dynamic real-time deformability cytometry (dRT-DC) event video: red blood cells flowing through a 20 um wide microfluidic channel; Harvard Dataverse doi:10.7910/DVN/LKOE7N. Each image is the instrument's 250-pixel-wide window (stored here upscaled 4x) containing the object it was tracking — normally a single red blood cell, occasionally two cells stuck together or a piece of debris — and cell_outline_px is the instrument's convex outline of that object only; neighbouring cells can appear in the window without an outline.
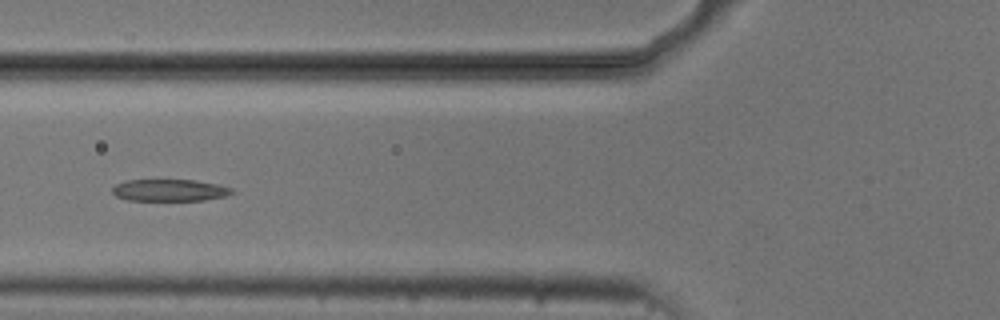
{"species": "common noctule bat (a hibernating species)", "species_latin": "Nyctalus noctula", "temperature_condition": "cold", "stored_images_in_passage": 8, "camera_frame_rate_fps": 3000, "um_per_image_px": 0.085, "animal": {"sex": "male", "body_mass_g": 20.5, "forearm_length_mm": 52.5}, "frame": {"image": 1, "passage_image": 5, "time_ms": 4.667, "image_size_px": [1000, 320], "cell_outline_px": [[236, 192], [224, 196], [204, 200], [128, 200], [116, 196], [112, 192], [112, 188], [116, 184], [128, 180], [196, 180], [216, 184], [232, 188]], "centroid_in_image_um": [14.42, 16.16], "position_along_channel_um": 111.4, "area_um2": 15.14}}
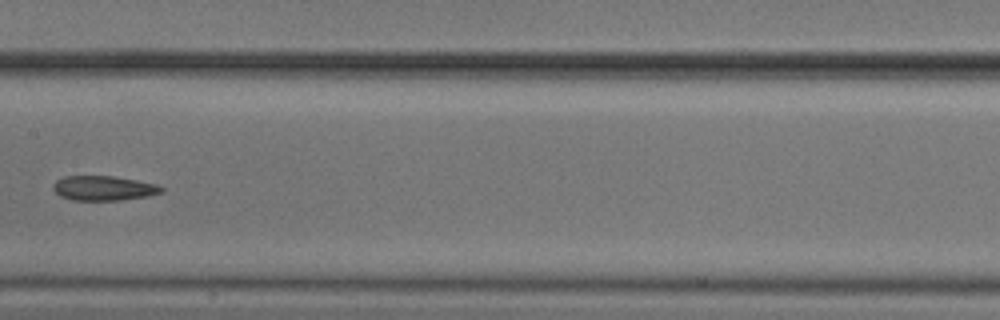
{"frame": {"image": 2, "passage_image": 7, "time_ms": 7.0, "image_size_px": [1000, 320], "cell_outline_px": [[164, 192], [148, 196], [120, 200], [72, 200], [60, 196], [52, 188], [52, 184], [56, 180], [64, 176], [112, 176], [136, 180], [156, 184], [164, 188]], "centroid_in_image_um": [8.8, 15.99], "position_along_channel_um": 198.6, "area_um2": 15.61}}
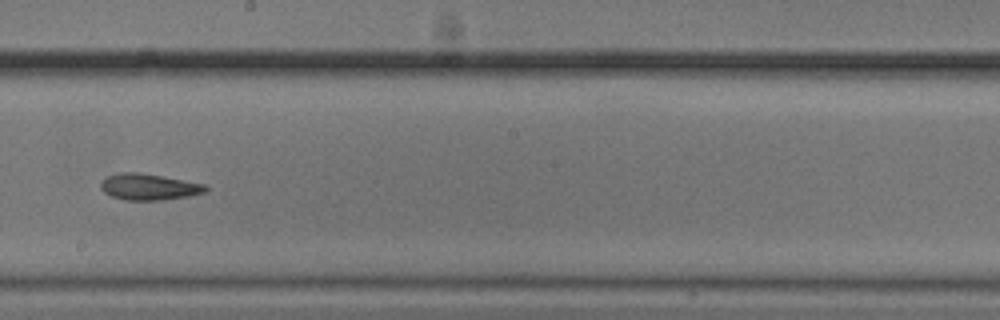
{"frame": {"image": 3, "passage_image": 8, "time_ms": 8.0, "image_size_px": [1000, 320], "cell_outline_px": [[208, 188], [204, 192], [188, 196], [156, 200], [124, 200], [112, 196], [104, 192], [100, 188], [100, 184], [108, 176], [120, 172], [136, 172], [160, 176], [204, 184]], "centroid_in_image_um": [12.61, 15.89], "position_along_channel_um": 235.6, "area_um2": 15.66}}